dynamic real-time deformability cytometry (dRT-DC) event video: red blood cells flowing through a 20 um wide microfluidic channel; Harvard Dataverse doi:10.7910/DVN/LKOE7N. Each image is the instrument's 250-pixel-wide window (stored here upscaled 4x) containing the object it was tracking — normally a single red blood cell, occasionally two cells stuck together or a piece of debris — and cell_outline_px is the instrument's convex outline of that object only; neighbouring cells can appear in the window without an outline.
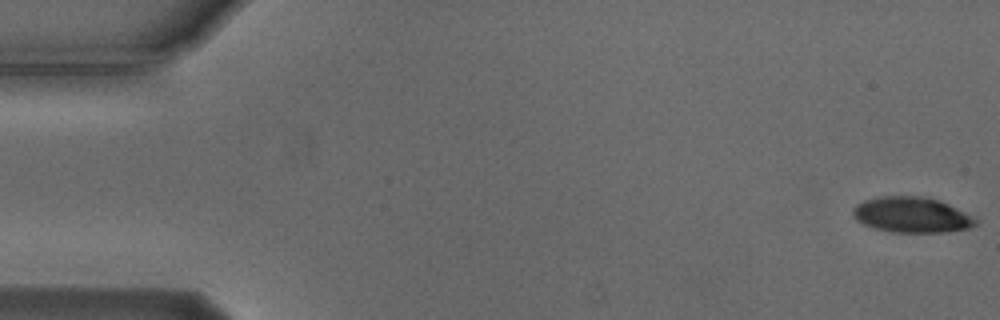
{"species": "Egyptian fruit bat (a non-hibernating species)", "species_latin": "Rousettus aegyptiacus", "temperature_condition": "cold", "stored_images_in_passage": 55, "camera_frame_rate_fps": 3000, "um_per_image_px": 0.085, "animal": {"sex": "male"}, "frame": {"image": 1, "passage_image": 1, "time_ms": 0.0, "image_size_px": [1000, 320], "cell_outline_px": [[976, 224], [968, 228], [948, 232], [892, 232], [876, 228], [864, 224], [856, 220], [852, 216], [852, 208], [856, 204], [864, 200], [880, 196], [920, 196], [940, 200], [972, 216], [976, 220]], "centroid_in_image_um": [77.45, 18.25], "position_along_channel_um": 7.5, "area_um2": 25.32}}
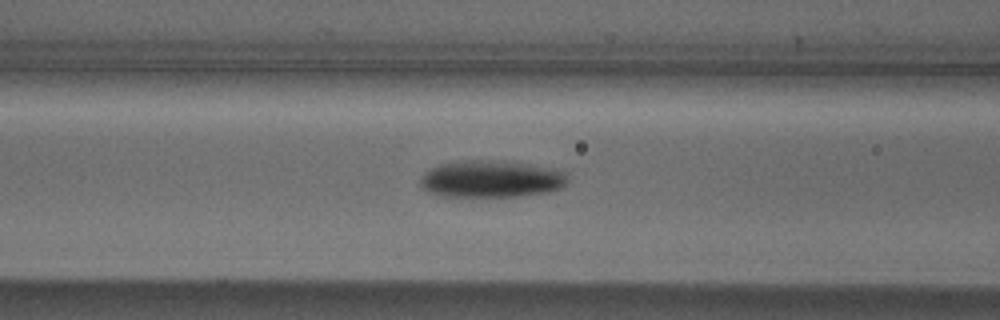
{"frame": {"image": 2, "passage_image": 22, "time_ms": 7.0, "image_size_px": [1000, 320], "cell_outline_px": [[568, 184], [564, 188], [548, 192], [520, 196], [440, 196], [424, 192], [420, 184], [420, 180], [432, 168], [440, 164], [464, 160], [480, 160], [524, 164], [568, 172]], "centroid_in_image_um": [41.77, 15.24], "position_along_channel_um": 124.8, "area_um2": 31.56}}
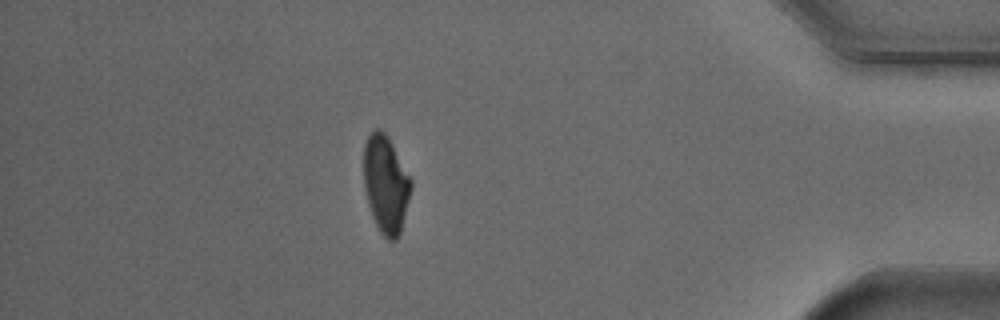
{"frame": {"image": 3, "passage_image": 48, "time_ms": 15.667, "image_size_px": [1000, 320], "cell_outline_px": [[412, 188], [400, 232], [396, 240], [388, 240], [380, 232], [372, 216], [368, 204], [364, 188], [364, 144], [368, 136], [376, 128], [380, 128], [388, 136], [412, 180]], "centroid_in_image_um": [32.79, 15.64], "position_along_channel_um": 402.4, "area_um2": 26.82}, "authors_computed_cell_mechanics": {"area_um2": 28.2642, "velocity_mm_per_s": 3.7437, "shape_relaxation_time_tau1_ms": 3.0133, "shape_relaxation_time_tau2_ms": 5.9939, "deformation_change_tau1": 0.149, "deformation_change_tau2": 0.0903}}